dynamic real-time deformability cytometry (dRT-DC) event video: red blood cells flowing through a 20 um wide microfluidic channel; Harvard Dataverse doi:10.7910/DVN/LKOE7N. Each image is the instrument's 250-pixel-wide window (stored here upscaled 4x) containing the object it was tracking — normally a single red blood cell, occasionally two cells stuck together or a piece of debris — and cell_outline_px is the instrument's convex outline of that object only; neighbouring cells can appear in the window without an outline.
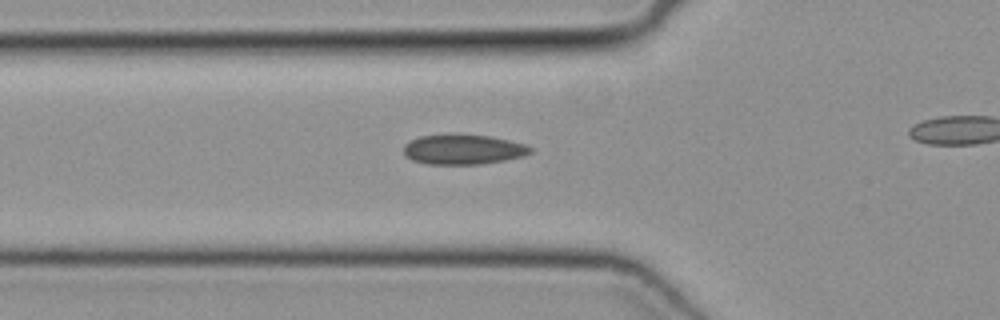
{"species": "common noctule bat (a hibernating species)", "species_latin": "Nyctalus noctula", "temperature_condition": "cold", "stored_images_in_passage": 27, "camera_frame_rate_fps": 3000, "um_per_image_px": 0.085, "animal": {"sex": "female", "body_mass_g": 19.3, "forearm_length_mm": 54.1}, "frame": {"image": 1, "passage_image": 4, "time_ms": 1.0, "image_size_px": [1000, 320], "cell_outline_px": [[532, 152], [524, 156], [504, 160], [480, 164], [428, 164], [412, 160], [404, 156], [404, 144], [420, 136], [492, 136], [524, 144], [532, 148]], "centroid_in_image_um": [39.38, 12.73], "position_along_channel_um": 86.4, "area_um2": 21.56}}
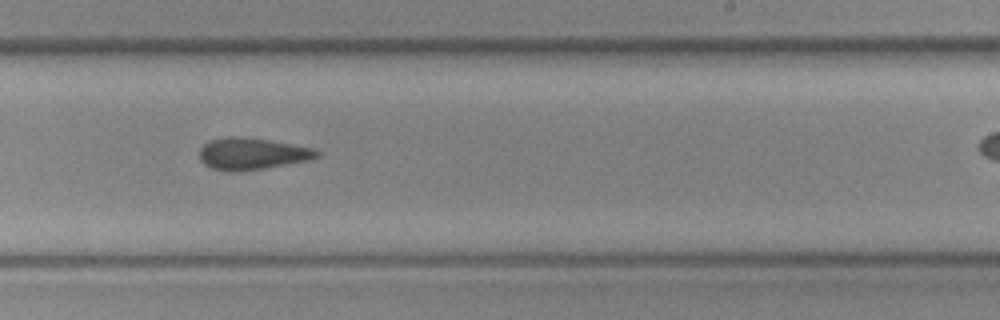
{"frame": {"image": 2, "passage_image": 17, "time_ms": 5.333, "image_size_px": [1000, 320], "cell_outline_px": [[320, 156], [312, 160], [240, 172], [228, 172], [212, 168], [204, 164], [200, 160], [200, 148], [204, 144], [212, 140], [228, 136], [236, 136], [268, 140], [312, 148], [320, 152]], "centroid_in_image_um": [21.42, 13.09], "position_along_channel_um": 267.6, "area_um2": 21.73}}
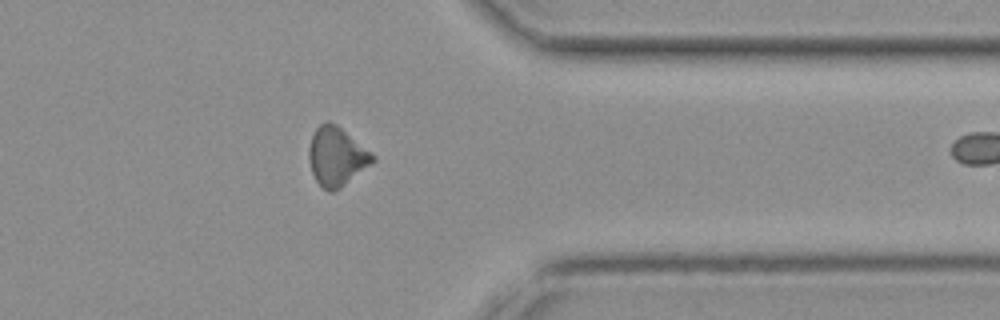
{"frame": {"image": 3, "passage_image": 26, "time_ms": 8.333, "image_size_px": [1000, 320], "cell_outline_px": [[376, 160], [340, 188], [332, 192], [328, 192], [316, 180], [312, 172], [308, 160], [308, 152], [312, 136], [316, 128], [324, 120], [328, 120], [336, 124], [372, 152], [376, 156]], "centroid_in_image_um": [28.61, 13.28], "position_along_channel_um": 382.8, "area_um2": 21.79}}